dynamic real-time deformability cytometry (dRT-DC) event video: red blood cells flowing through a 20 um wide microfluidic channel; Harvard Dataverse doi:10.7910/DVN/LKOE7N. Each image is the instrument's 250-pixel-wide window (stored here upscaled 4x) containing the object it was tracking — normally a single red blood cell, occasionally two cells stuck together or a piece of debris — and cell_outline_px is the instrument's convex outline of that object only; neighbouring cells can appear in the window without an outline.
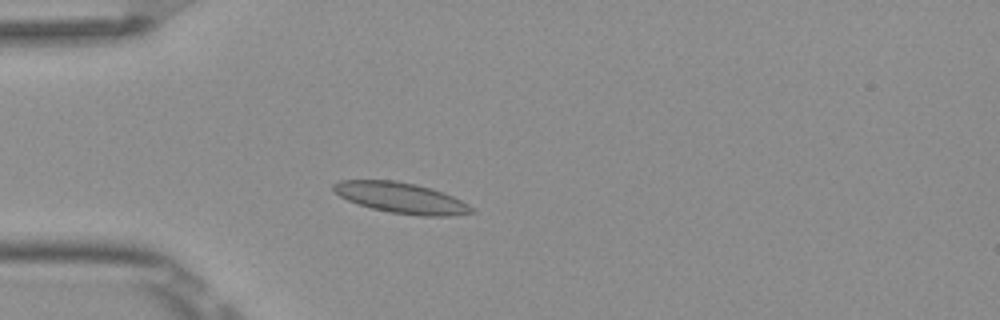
{"species": "Egyptian fruit bat (a non-hibernating species)", "species_latin": "Rousettus aegyptiacus", "temperature_condition": "room temperature", "stored_images_in_passage": 5, "camera_frame_rate_fps": 3000, "um_per_image_px": 0.085, "frame": {"image": 1, "passage_image": 4, "time_ms": 1.0, "image_size_px": [1000, 320], "cell_outline_px": [[476, 212], [452, 216], [424, 216], [388, 212], [372, 208], [348, 200], [340, 196], [332, 188], [332, 184], [340, 180], [396, 180], [416, 184], [432, 188], [444, 192], [468, 204]], "centroid_in_image_um": [34.11, 16.81], "position_along_channel_um": 50.9, "area_um2": 24.68}}